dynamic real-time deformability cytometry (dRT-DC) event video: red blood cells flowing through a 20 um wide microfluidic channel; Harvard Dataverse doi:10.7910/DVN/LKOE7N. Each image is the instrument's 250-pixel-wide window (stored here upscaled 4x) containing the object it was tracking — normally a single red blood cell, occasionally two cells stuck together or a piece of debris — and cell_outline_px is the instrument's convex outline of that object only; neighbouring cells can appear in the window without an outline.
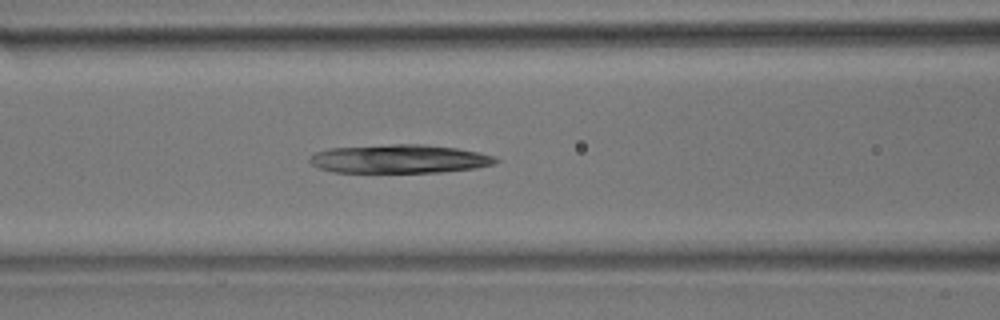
{"species": "common noctule bat (a hibernating species)", "species_latin": "Nyctalus noctula", "temperature_condition": "room temperature", "stored_images_in_passage": 49, "camera_frame_rate_fps": 3000, "um_per_image_px": 0.085, "animal": {"sex": "male", "body_mass_g": 17.9}, "frame": {"image": 1, "passage_image": 19, "time_ms": 6.0, "image_size_px": [1000, 320], "cell_outline_px": [[500, 160], [496, 164], [476, 168], [440, 172], [332, 172], [320, 168], [312, 164], [308, 160], [316, 152], [328, 148], [392, 144], [424, 144], [456, 148], [480, 152], [496, 156]], "centroid_in_image_um": [34.0, 13.5], "position_along_channel_um": 132.6, "area_um2": 31.15}}
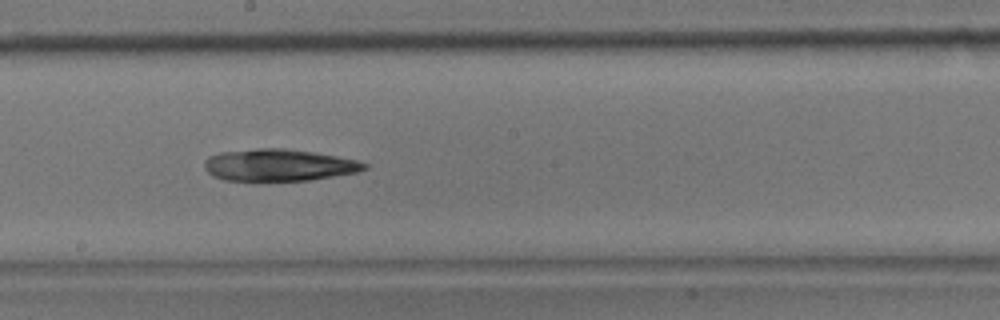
{"frame": {"image": 2, "passage_image": 26, "time_ms": 8.333, "image_size_px": [1000, 320], "cell_outline_px": [[368, 168], [356, 172], [308, 180], [256, 184], [224, 180], [212, 176], [204, 168], [204, 160], [208, 156], [220, 152], [256, 148], [284, 148], [312, 152], [336, 156], [356, 160], [368, 164]], "centroid_in_image_um": [23.59, 14.07], "position_along_channel_um": 224.6, "area_um2": 30.81}}
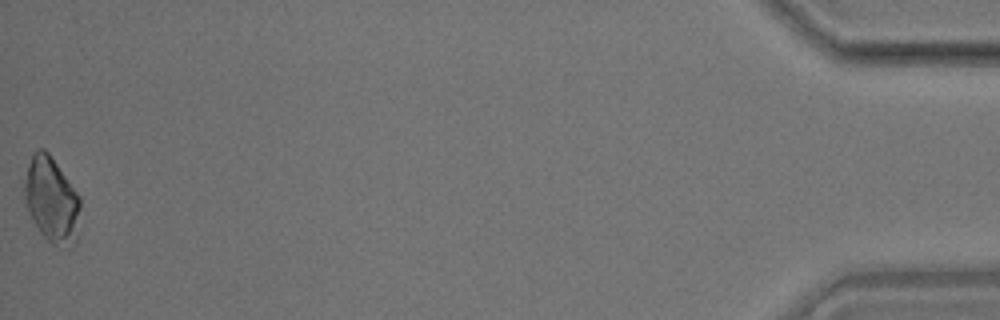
{"frame": {"image": 3, "passage_image": 49, "time_ms": 16.0, "image_size_px": [1000, 320], "cell_outline_px": [[80, 208], [76, 240], [72, 248], [52, 244], [40, 232], [28, 212], [24, 200], [24, 180], [28, 164], [32, 152], [36, 148], [44, 148], [48, 152], [80, 196]], "centroid_in_image_um": [4.37, 16.98], "position_along_channel_um": 430.8, "area_um2": 27.92}}